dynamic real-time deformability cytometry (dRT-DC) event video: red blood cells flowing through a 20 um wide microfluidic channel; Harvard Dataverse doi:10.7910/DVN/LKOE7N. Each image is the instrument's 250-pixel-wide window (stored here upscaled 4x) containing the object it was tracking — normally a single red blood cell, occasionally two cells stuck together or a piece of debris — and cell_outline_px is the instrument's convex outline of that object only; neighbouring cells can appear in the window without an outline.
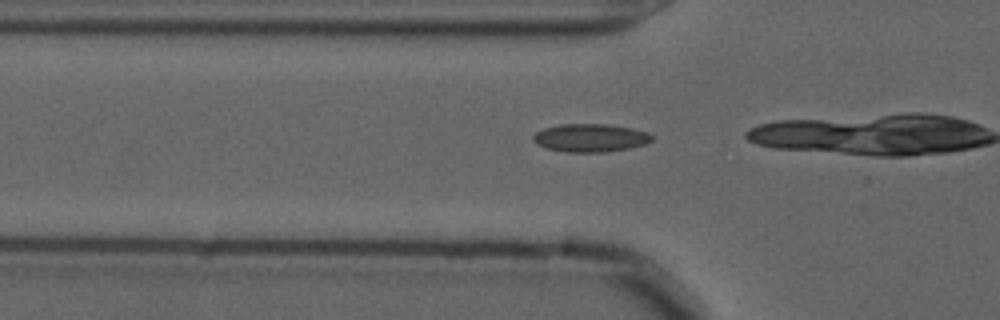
{"species": "common noctule bat (a hibernating species)", "species_latin": "Nyctalus noctula", "temperature_condition": "cold", "stored_images_in_passage": 8, "camera_frame_rate_fps": 3000, "um_per_image_px": 0.085, "animal": {"sex": "male", "forearm_length_mm": 52.5}, "frame": {"image": 1, "passage_image": 6, "time_ms": 1.667, "image_size_px": [1000, 320], "cell_outline_px": [[652, 140], [644, 144], [628, 148], [604, 152], [568, 152], [548, 148], [536, 144], [532, 140], [532, 136], [536, 132], [544, 128], [560, 124], [608, 124], [632, 128], [648, 132], [652, 136]], "centroid_in_image_um": [50.16, 11.71], "position_along_channel_um": 75.6, "area_um2": 19.36}}